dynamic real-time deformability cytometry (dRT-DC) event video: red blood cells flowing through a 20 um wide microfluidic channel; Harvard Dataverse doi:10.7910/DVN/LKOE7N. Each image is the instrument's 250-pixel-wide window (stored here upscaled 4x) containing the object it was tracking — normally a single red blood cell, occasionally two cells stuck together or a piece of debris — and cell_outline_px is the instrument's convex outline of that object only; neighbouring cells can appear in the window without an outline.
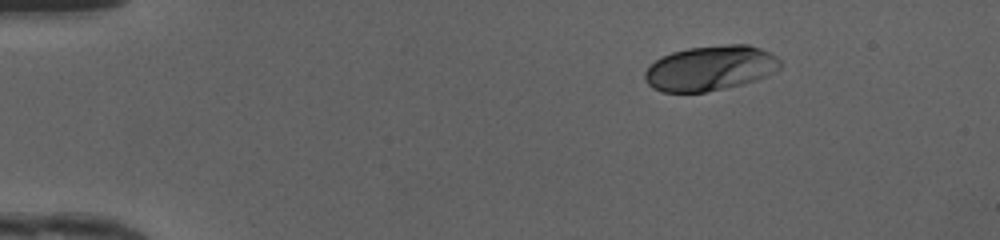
{"species": "human", "species_latin": "Homo sapiens", "temperature_condition": "cold", "stored_images_in_passage": 6, "camera_frame_rate_fps": 3000, "um_per_image_px": 0.085, "donor": {"sex": "female"}, "frame": {"image": 1, "passage_image": 1, "time_ms": 0.0, "image_size_px": [1000, 240], "cell_outline_px": [[780, 68], [768, 76], [756, 80], [724, 88], [704, 92], [660, 92], [652, 88], [644, 80], [644, 72], [660, 56], [672, 52], [688, 48], [724, 44], [748, 44], [760, 48], [776, 56], [780, 60]], "centroid_in_image_um": [60.36, 5.79], "position_along_channel_um": 24.6, "area_um2": 35.6}}